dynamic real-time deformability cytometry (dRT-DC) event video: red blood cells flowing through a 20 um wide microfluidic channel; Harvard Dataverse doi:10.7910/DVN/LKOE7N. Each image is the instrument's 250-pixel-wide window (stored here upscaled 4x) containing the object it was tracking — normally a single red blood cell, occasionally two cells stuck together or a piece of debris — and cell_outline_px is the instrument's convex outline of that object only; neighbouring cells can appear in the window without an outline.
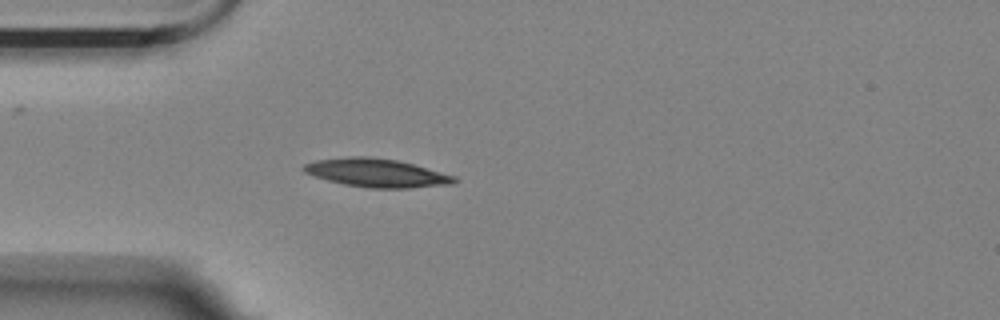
{"species": "Egyptian fruit bat (a non-hibernating species)", "species_latin": "Rousettus aegyptiacus", "temperature_condition": "room temperature", "stored_images_in_passage": 6, "camera_frame_rate_fps": 3000, "um_per_image_px": 0.085, "animal": {"sex": "female"}, "frame": {"image": 1, "passage_image": 2, "time_ms": 0.333, "image_size_px": [1000, 320], "cell_outline_px": [[460, 180], [452, 184], [408, 188], [368, 188], [344, 184], [328, 180], [304, 172], [300, 168], [304, 164], [316, 160], [352, 156], [368, 156], [396, 160], [412, 164], [456, 176]], "centroid_in_image_um": [32.02, 14.69], "position_along_channel_um": 53.0, "area_um2": 24.85}}